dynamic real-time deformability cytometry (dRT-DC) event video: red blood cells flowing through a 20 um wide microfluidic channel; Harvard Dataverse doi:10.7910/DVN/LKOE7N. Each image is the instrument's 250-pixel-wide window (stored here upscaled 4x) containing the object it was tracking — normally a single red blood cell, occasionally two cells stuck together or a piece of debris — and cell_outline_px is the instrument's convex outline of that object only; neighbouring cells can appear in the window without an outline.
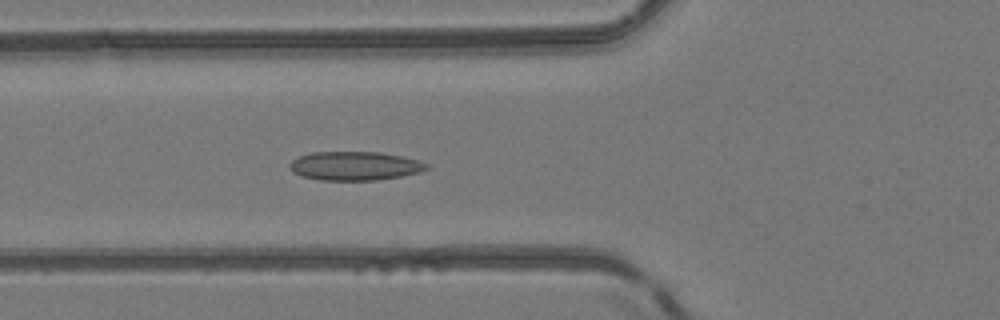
{"species": "common noctule bat (a hibernating species)", "species_latin": "Nyctalus noctula", "temperature_condition": "room temperature", "stored_images_in_passage": 23, "camera_frame_rate_fps": 3000, "um_per_image_px": 0.085, "animal": {"sex": "female", "body_mass_g": 24.6, "forearm_length_mm": 56.2}, "frame": {"image": 1, "passage_image": 13, "time_ms": 4.0, "image_size_px": [1000, 320], "cell_outline_px": [[428, 168], [420, 172], [400, 176], [376, 180], [320, 180], [300, 176], [292, 172], [288, 168], [288, 164], [292, 160], [300, 156], [312, 152], [380, 152], [404, 156], [428, 164]], "centroid_in_image_um": [30.11, 14.1], "position_along_channel_um": 95.7, "area_um2": 23.06}}
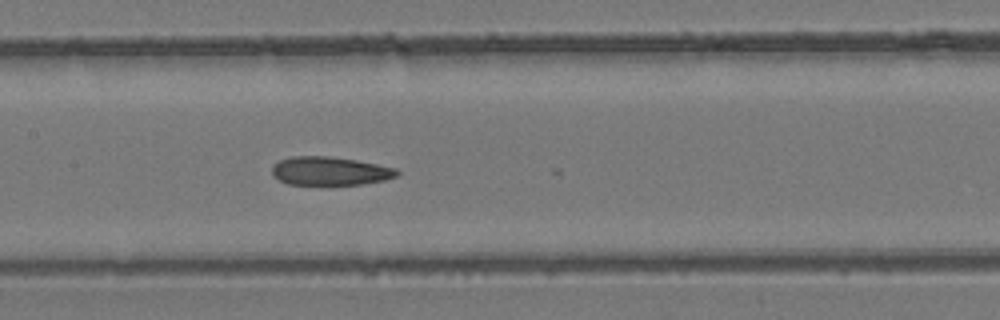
{"frame": {"image": 2, "passage_image": 19, "time_ms": 6.0, "image_size_px": [1000, 320], "cell_outline_px": [[400, 172], [396, 176], [384, 180], [360, 184], [288, 184], [272, 176], [272, 168], [280, 160], [292, 156], [328, 156], [356, 160], [396, 168]], "centroid_in_image_um": [28.04, 14.53], "position_along_channel_um": 179.4, "area_um2": 20.52}}
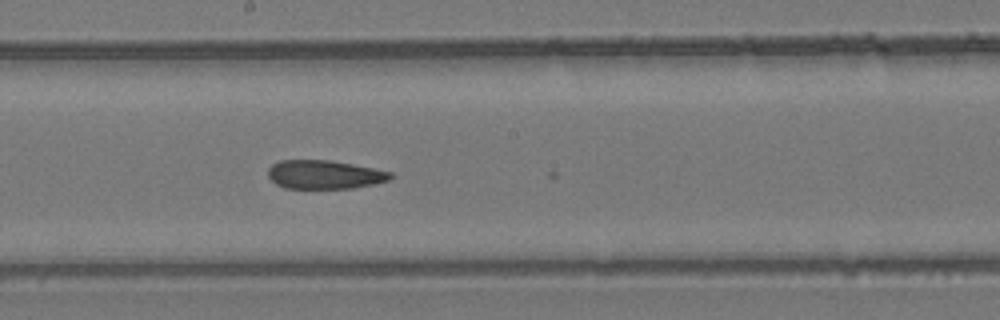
{"frame": {"image": 3, "passage_image": 22, "time_ms": 7.0, "image_size_px": [1000, 320], "cell_outline_px": [[392, 176], [388, 180], [376, 184], [352, 188], [284, 188], [276, 184], [268, 176], [268, 168], [272, 164], [280, 160], [328, 160], [352, 164], [392, 172]], "centroid_in_image_um": [27.56, 14.84], "position_along_channel_um": 220.6, "area_um2": 20.4}}